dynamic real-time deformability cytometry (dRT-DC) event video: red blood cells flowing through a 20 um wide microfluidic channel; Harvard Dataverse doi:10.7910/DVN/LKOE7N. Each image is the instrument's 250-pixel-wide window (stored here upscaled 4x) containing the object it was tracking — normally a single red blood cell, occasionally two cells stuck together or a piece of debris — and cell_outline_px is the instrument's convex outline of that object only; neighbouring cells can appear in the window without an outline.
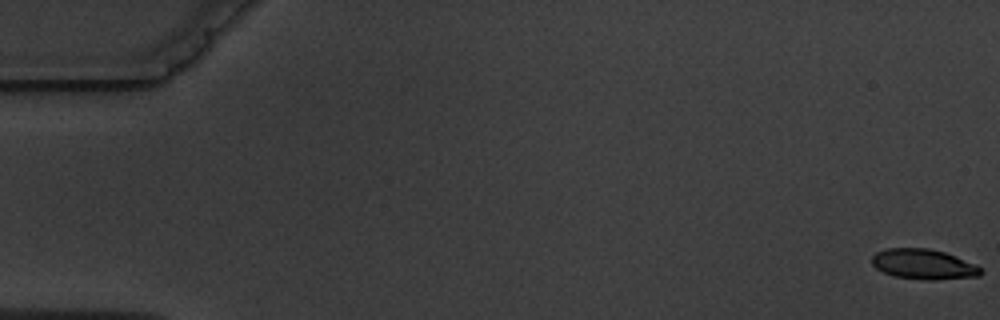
{"species": "common noctule bat (a hibernating species)", "species_latin": "Nyctalus noctula", "temperature_condition": "warm", "stored_images_in_passage": 5, "camera_frame_rate_fps": 3000, "um_per_image_px": 0.085, "animal": {"sex": "male", "body_mass_g": 19.5, "forearm_length_mm": 54.6}, "frame": {"image": 1, "passage_image": 1, "time_ms": 0.0, "image_size_px": [1000, 320], "cell_outline_px": [[984, 272], [980, 276], [936, 280], [928, 280], [896, 276], [884, 272], [876, 268], [872, 264], [872, 256], [876, 252], [888, 248], [928, 248], [944, 252], [956, 256], [976, 264]], "centroid_in_image_um": [78.53, 22.46], "position_along_channel_um": 6.5, "area_um2": 19.13}}
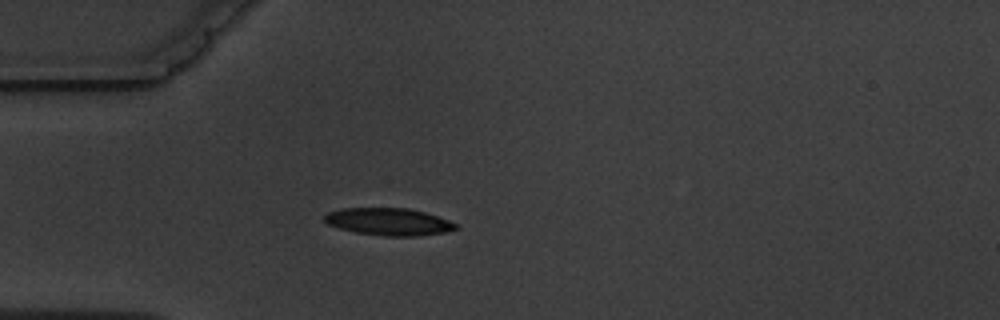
{"frame": {"image": 2, "passage_image": 5, "time_ms": 5.333, "image_size_px": [1000, 320], "cell_outline_px": [[460, 228], [444, 232], [420, 236], [384, 236], [356, 232], [340, 228], [328, 224], [324, 220], [324, 216], [328, 212], [344, 208], [408, 208], [424, 212], [448, 220], [456, 224]], "centroid_in_image_um": [33.05, 18.85], "position_along_channel_um": 52.0, "area_um2": 20.75}}